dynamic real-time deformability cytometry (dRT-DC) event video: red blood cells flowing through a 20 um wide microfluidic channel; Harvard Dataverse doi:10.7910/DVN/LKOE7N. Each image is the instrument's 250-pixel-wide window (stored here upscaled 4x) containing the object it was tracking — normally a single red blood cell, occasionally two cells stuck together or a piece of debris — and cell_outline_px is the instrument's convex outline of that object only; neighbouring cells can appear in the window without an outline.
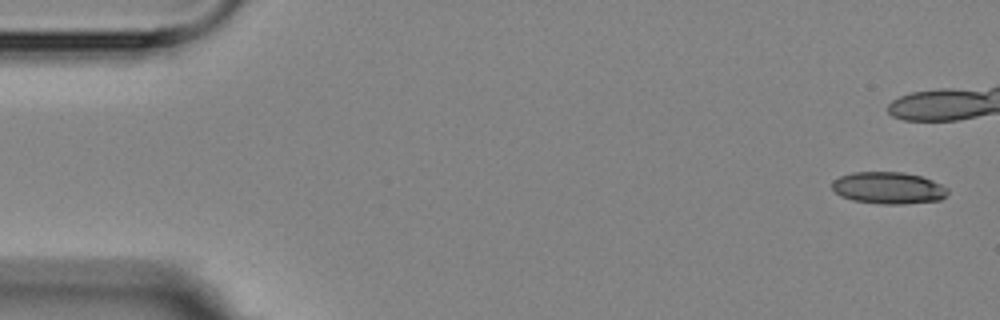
{"species": "Egyptian fruit bat (a non-hibernating species)", "species_latin": "Rousettus aegyptiacus", "temperature_condition": "room temperature", "stored_images_in_passage": 6, "camera_frame_rate_fps": 3000, "um_per_image_px": 0.085, "animal": {"sex": "female"}, "frame": {"image": 1, "passage_image": 1, "time_ms": 0.0, "image_size_px": [1000, 320], "cell_outline_px": [[948, 192], [940, 200], [900, 204], [884, 204], [852, 200], [840, 196], [832, 188], [832, 180], [840, 176], [852, 172], [904, 172], [920, 176], [932, 180], [948, 188]], "centroid_in_image_um": [75.49, 15.97], "position_along_channel_um": 9.5, "area_um2": 21.44}}
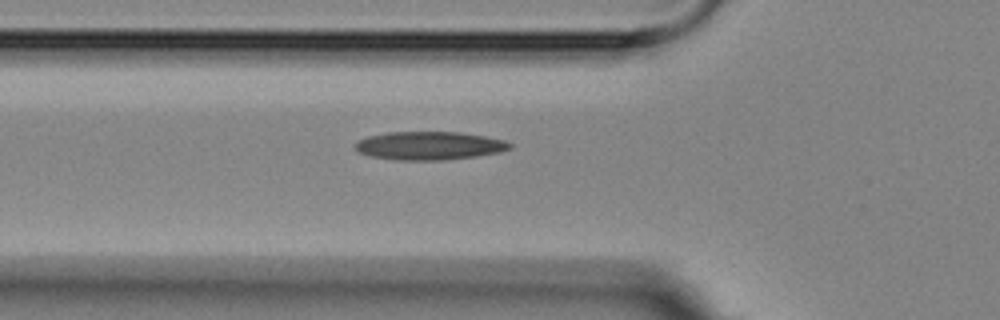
{"frame": {"image": 2, "passage_image": 6, "time_ms": 8.0, "image_size_px": [1000, 320], "cell_outline_px": [[512, 148], [500, 152], [476, 156], [444, 160], [396, 160], [368, 156], [360, 152], [356, 148], [356, 144], [360, 140], [368, 136], [388, 132], [460, 132], [484, 136], [504, 140], [512, 144]], "centroid_in_image_um": [36.51, 12.39], "position_along_channel_um": 89.3, "area_um2": 25.43}}